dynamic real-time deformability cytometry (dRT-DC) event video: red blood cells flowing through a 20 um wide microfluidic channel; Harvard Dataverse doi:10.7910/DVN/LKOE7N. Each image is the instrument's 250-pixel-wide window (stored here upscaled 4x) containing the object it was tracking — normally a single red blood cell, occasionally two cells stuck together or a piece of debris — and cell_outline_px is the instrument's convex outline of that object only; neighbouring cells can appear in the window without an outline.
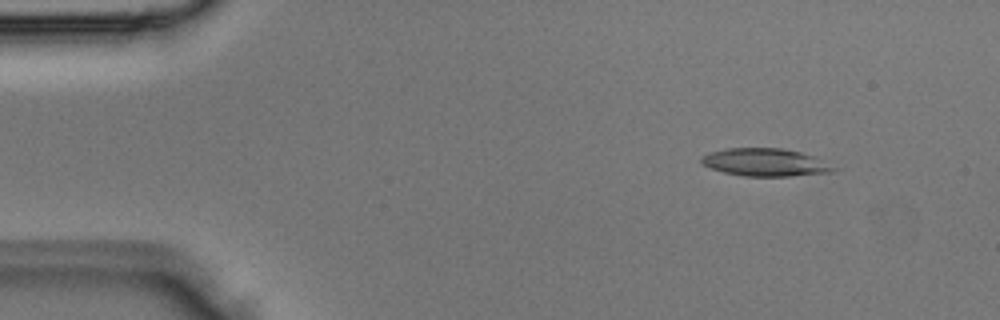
{"species": "Egyptian fruit bat (a non-hibernating species)", "species_latin": "Rousettus aegyptiacus", "temperature_condition": "room temperature", "stored_images_in_passage": 4, "camera_frame_rate_fps": 3000, "um_per_image_px": 0.085, "animal": {"sex": "male"}, "frame": {"image": 1, "passage_image": 2, "time_ms": 0.333, "image_size_px": [1000, 320], "cell_outline_px": [[840, 168], [832, 172], [788, 176], [744, 176], [724, 172], [712, 168], [704, 164], [700, 160], [700, 156], [712, 152], [728, 148], [780, 148], [800, 152], [816, 156]], "centroid_in_image_um": [65.12, 13.8], "position_along_channel_um": 19.9, "area_um2": 21.39}}